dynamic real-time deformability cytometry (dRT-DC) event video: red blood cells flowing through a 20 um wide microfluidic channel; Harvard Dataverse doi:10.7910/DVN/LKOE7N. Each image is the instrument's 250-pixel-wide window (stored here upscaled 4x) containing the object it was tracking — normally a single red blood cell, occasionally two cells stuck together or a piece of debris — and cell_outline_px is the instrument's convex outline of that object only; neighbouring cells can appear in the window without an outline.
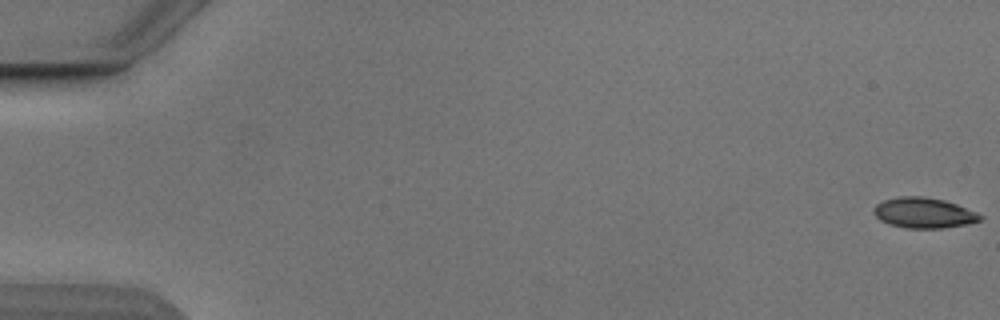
{"species": "Egyptian fruit bat (a non-hibernating species)", "species_latin": "Rousettus aegyptiacus", "temperature_condition": "cold", "stored_images_in_passage": 54, "camera_frame_rate_fps": 3000, "um_per_image_px": 0.085, "animal": {"sex": "male"}, "frame": {"image": 1, "passage_image": 1, "time_ms": 0.0, "image_size_px": [1000, 320], "cell_outline_px": [[984, 216], [980, 220], [968, 224], [940, 228], [904, 228], [888, 224], [880, 220], [872, 212], [872, 208], [876, 204], [884, 200], [900, 196], [924, 196], [944, 200], [956, 204], [976, 212]], "centroid_in_image_um": [78.49, 18.09], "position_along_channel_um": 6.5, "area_um2": 18.96}}
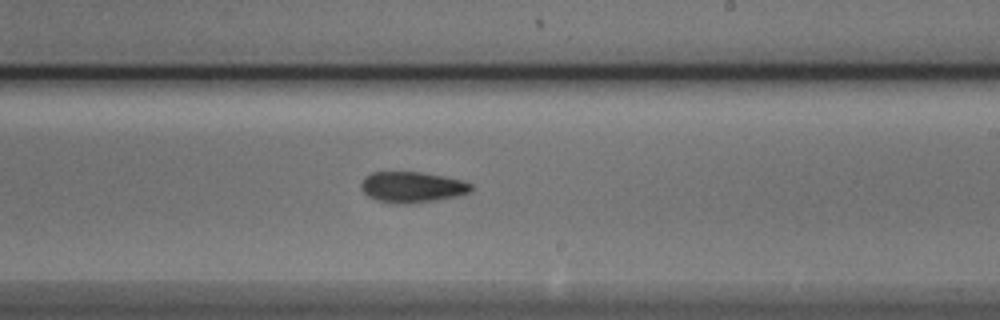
{"frame": {"image": 2, "passage_image": 33, "time_ms": 10.667, "image_size_px": [1000, 320], "cell_outline_px": [[472, 188], [468, 192], [456, 196], [436, 200], [404, 204], [396, 204], [376, 200], [368, 196], [360, 188], [360, 184], [364, 176], [372, 172], [420, 172], [444, 176], [464, 180], [472, 184]], "centroid_in_image_um": [35.0, 15.9], "position_along_channel_um": 254.0, "area_um2": 19.83}}
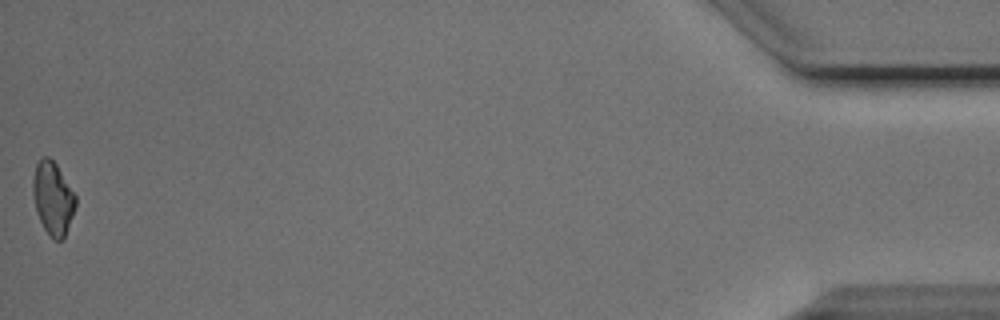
{"frame": {"image": 3, "passage_image": 54, "time_ms": 17.667, "image_size_px": [1000, 320], "cell_outline_px": [[76, 208], [64, 236], [60, 240], [56, 240], [44, 228], [36, 212], [32, 192], [32, 180], [36, 164], [44, 156], [48, 156], [56, 164], [76, 196]], "centroid_in_image_um": [4.49, 16.83], "position_along_channel_um": 430.7, "area_um2": 17.92}, "authors_computed_cell_mechanics": {"area_um2": 19.074, "velocity_mm_per_s": 3.8735, "shape_relaxation_time_tau1_ms": 6.3272, "shape_relaxation_time_tau2_ms": null, "deformation_change_tau1": 0.1303, "deformation_change_tau2": null}}